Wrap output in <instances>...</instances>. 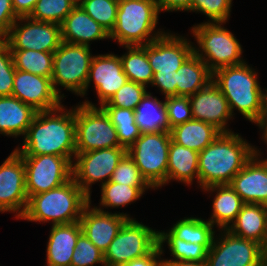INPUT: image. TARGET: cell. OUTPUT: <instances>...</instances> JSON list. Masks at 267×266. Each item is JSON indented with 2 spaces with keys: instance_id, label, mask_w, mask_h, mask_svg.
Returning a JSON list of instances; mask_svg holds the SVG:
<instances>
[{
  "instance_id": "cell-44",
  "label": "cell",
  "mask_w": 267,
  "mask_h": 266,
  "mask_svg": "<svg viewBox=\"0 0 267 266\" xmlns=\"http://www.w3.org/2000/svg\"><path fill=\"white\" fill-rule=\"evenodd\" d=\"M165 98V107L171 128L193 119L189 97L168 96Z\"/></svg>"
},
{
  "instance_id": "cell-48",
  "label": "cell",
  "mask_w": 267,
  "mask_h": 266,
  "mask_svg": "<svg viewBox=\"0 0 267 266\" xmlns=\"http://www.w3.org/2000/svg\"><path fill=\"white\" fill-rule=\"evenodd\" d=\"M15 14L18 17H29L38 0H11Z\"/></svg>"
},
{
  "instance_id": "cell-43",
  "label": "cell",
  "mask_w": 267,
  "mask_h": 266,
  "mask_svg": "<svg viewBox=\"0 0 267 266\" xmlns=\"http://www.w3.org/2000/svg\"><path fill=\"white\" fill-rule=\"evenodd\" d=\"M232 0H192L190 10L207 15L212 23H224L229 14Z\"/></svg>"
},
{
  "instance_id": "cell-4",
  "label": "cell",
  "mask_w": 267,
  "mask_h": 266,
  "mask_svg": "<svg viewBox=\"0 0 267 266\" xmlns=\"http://www.w3.org/2000/svg\"><path fill=\"white\" fill-rule=\"evenodd\" d=\"M212 81L228 101L231 113L236 107L248 120L258 123L263 113L264 93L256 73L244 62L215 70Z\"/></svg>"
},
{
  "instance_id": "cell-12",
  "label": "cell",
  "mask_w": 267,
  "mask_h": 266,
  "mask_svg": "<svg viewBox=\"0 0 267 266\" xmlns=\"http://www.w3.org/2000/svg\"><path fill=\"white\" fill-rule=\"evenodd\" d=\"M126 153L127 149L124 147L76 153L77 162L72 164V178L90 197V184L105 178H108L105 182L110 181L115 168Z\"/></svg>"
},
{
  "instance_id": "cell-23",
  "label": "cell",
  "mask_w": 267,
  "mask_h": 266,
  "mask_svg": "<svg viewBox=\"0 0 267 266\" xmlns=\"http://www.w3.org/2000/svg\"><path fill=\"white\" fill-rule=\"evenodd\" d=\"M227 230L235 236L259 243L267 251V206L244 204Z\"/></svg>"
},
{
  "instance_id": "cell-15",
  "label": "cell",
  "mask_w": 267,
  "mask_h": 266,
  "mask_svg": "<svg viewBox=\"0 0 267 266\" xmlns=\"http://www.w3.org/2000/svg\"><path fill=\"white\" fill-rule=\"evenodd\" d=\"M27 203L25 165L22 156L14 150L0 166V211H18L17 216L21 218Z\"/></svg>"
},
{
  "instance_id": "cell-1",
  "label": "cell",
  "mask_w": 267,
  "mask_h": 266,
  "mask_svg": "<svg viewBox=\"0 0 267 266\" xmlns=\"http://www.w3.org/2000/svg\"><path fill=\"white\" fill-rule=\"evenodd\" d=\"M62 110L63 106L37 111L25 134L22 150H15L21 156L49 154L71 160V154L76 155L75 109L56 116L55 113Z\"/></svg>"
},
{
  "instance_id": "cell-25",
  "label": "cell",
  "mask_w": 267,
  "mask_h": 266,
  "mask_svg": "<svg viewBox=\"0 0 267 266\" xmlns=\"http://www.w3.org/2000/svg\"><path fill=\"white\" fill-rule=\"evenodd\" d=\"M36 113L14 96L0 97V132L7 136L25 135Z\"/></svg>"
},
{
  "instance_id": "cell-27",
  "label": "cell",
  "mask_w": 267,
  "mask_h": 266,
  "mask_svg": "<svg viewBox=\"0 0 267 266\" xmlns=\"http://www.w3.org/2000/svg\"><path fill=\"white\" fill-rule=\"evenodd\" d=\"M177 72V96L189 97L212 81V72L194 52Z\"/></svg>"
},
{
  "instance_id": "cell-13",
  "label": "cell",
  "mask_w": 267,
  "mask_h": 266,
  "mask_svg": "<svg viewBox=\"0 0 267 266\" xmlns=\"http://www.w3.org/2000/svg\"><path fill=\"white\" fill-rule=\"evenodd\" d=\"M18 20L28 21L19 27L17 21L11 26L4 41L11 50H34L55 52L61 42V25L51 22L36 21L30 17H19Z\"/></svg>"
},
{
  "instance_id": "cell-32",
  "label": "cell",
  "mask_w": 267,
  "mask_h": 266,
  "mask_svg": "<svg viewBox=\"0 0 267 266\" xmlns=\"http://www.w3.org/2000/svg\"><path fill=\"white\" fill-rule=\"evenodd\" d=\"M116 128L119 143L129 149L142 134L135 121V110L114 106H101Z\"/></svg>"
},
{
  "instance_id": "cell-51",
  "label": "cell",
  "mask_w": 267,
  "mask_h": 266,
  "mask_svg": "<svg viewBox=\"0 0 267 266\" xmlns=\"http://www.w3.org/2000/svg\"><path fill=\"white\" fill-rule=\"evenodd\" d=\"M257 124H259L262 129L265 128L264 139L267 142V94L264 95L263 113Z\"/></svg>"
},
{
  "instance_id": "cell-42",
  "label": "cell",
  "mask_w": 267,
  "mask_h": 266,
  "mask_svg": "<svg viewBox=\"0 0 267 266\" xmlns=\"http://www.w3.org/2000/svg\"><path fill=\"white\" fill-rule=\"evenodd\" d=\"M15 72L10 46L0 40V97L12 96Z\"/></svg>"
},
{
  "instance_id": "cell-26",
  "label": "cell",
  "mask_w": 267,
  "mask_h": 266,
  "mask_svg": "<svg viewBox=\"0 0 267 266\" xmlns=\"http://www.w3.org/2000/svg\"><path fill=\"white\" fill-rule=\"evenodd\" d=\"M170 133L174 142L200 153L222 132L209 123L192 119L174 126Z\"/></svg>"
},
{
  "instance_id": "cell-9",
  "label": "cell",
  "mask_w": 267,
  "mask_h": 266,
  "mask_svg": "<svg viewBox=\"0 0 267 266\" xmlns=\"http://www.w3.org/2000/svg\"><path fill=\"white\" fill-rule=\"evenodd\" d=\"M89 46L61 42L54 52L52 84L59 95L56 85H61L76 94L84 95L92 61Z\"/></svg>"
},
{
  "instance_id": "cell-50",
  "label": "cell",
  "mask_w": 267,
  "mask_h": 266,
  "mask_svg": "<svg viewBox=\"0 0 267 266\" xmlns=\"http://www.w3.org/2000/svg\"><path fill=\"white\" fill-rule=\"evenodd\" d=\"M163 266H207L206 262H194V261H162Z\"/></svg>"
},
{
  "instance_id": "cell-10",
  "label": "cell",
  "mask_w": 267,
  "mask_h": 266,
  "mask_svg": "<svg viewBox=\"0 0 267 266\" xmlns=\"http://www.w3.org/2000/svg\"><path fill=\"white\" fill-rule=\"evenodd\" d=\"M158 245V232L128 219L104 253L106 266H121L148 255Z\"/></svg>"
},
{
  "instance_id": "cell-30",
  "label": "cell",
  "mask_w": 267,
  "mask_h": 266,
  "mask_svg": "<svg viewBox=\"0 0 267 266\" xmlns=\"http://www.w3.org/2000/svg\"><path fill=\"white\" fill-rule=\"evenodd\" d=\"M135 121L142 133L171 131L165 102L146 93L135 109Z\"/></svg>"
},
{
  "instance_id": "cell-6",
  "label": "cell",
  "mask_w": 267,
  "mask_h": 266,
  "mask_svg": "<svg viewBox=\"0 0 267 266\" xmlns=\"http://www.w3.org/2000/svg\"><path fill=\"white\" fill-rule=\"evenodd\" d=\"M169 131L142 133L127 149L141 175L152 187L167 182L168 153L171 142Z\"/></svg>"
},
{
  "instance_id": "cell-39",
  "label": "cell",
  "mask_w": 267,
  "mask_h": 266,
  "mask_svg": "<svg viewBox=\"0 0 267 266\" xmlns=\"http://www.w3.org/2000/svg\"><path fill=\"white\" fill-rule=\"evenodd\" d=\"M146 93V86L128 80L108 102L104 103L102 106H114L135 110Z\"/></svg>"
},
{
  "instance_id": "cell-5",
  "label": "cell",
  "mask_w": 267,
  "mask_h": 266,
  "mask_svg": "<svg viewBox=\"0 0 267 266\" xmlns=\"http://www.w3.org/2000/svg\"><path fill=\"white\" fill-rule=\"evenodd\" d=\"M158 13L157 0H118L116 23L109 36L125 47L146 45L162 35L157 32L148 38L156 27Z\"/></svg>"
},
{
  "instance_id": "cell-45",
  "label": "cell",
  "mask_w": 267,
  "mask_h": 266,
  "mask_svg": "<svg viewBox=\"0 0 267 266\" xmlns=\"http://www.w3.org/2000/svg\"><path fill=\"white\" fill-rule=\"evenodd\" d=\"M18 18L13 10L12 1L0 0V40L7 37L11 26Z\"/></svg>"
},
{
  "instance_id": "cell-24",
  "label": "cell",
  "mask_w": 267,
  "mask_h": 266,
  "mask_svg": "<svg viewBox=\"0 0 267 266\" xmlns=\"http://www.w3.org/2000/svg\"><path fill=\"white\" fill-rule=\"evenodd\" d=\"M82 234L80 222L52 225L48 246V266H71L77 239Z\"/></svg>"
},
{
  "instance_id": "cell-35",
  "label": "cell",
  "mask_w": 267,
  "mask_h": 266,
  "mask_svg": "<svg viewBox=\"0 0 267 266\" xmlns=\"http://www.w3.org/2000/svg\"><path fill=\"white\" fill-rule=\"evenodd\" d=\"M213 226L209 221L198 218H186L178 221L171 232L179 239L196 244H212L214 239Z\"/></svg>"
},
{
  "instance_id": "cell-11",
  "label": "cell",
  "mask_w": 267,
  "mask_h": 266,
  "mask_svg": "<svg viewBox=\"0 0 267 266\" xmlns=\"http://www.w3.org/2000/svg\"><path fill=\"white\" fill-rule=\"evenodd\" d=\"M28 198L72 179V160L57 155L22 156Z\"/></svg>"
},
{
  "instance_id": "cell-14",
  "label": "cell",
  "mask_w": 267,
  "mask_h": 266,
  "mask_svg": "<svg viewBox=\"0 0 267 266\" xmlns=\"http://www.w3.org/2000/svg\"><path fill=\"white\" fill-rule=\"evenodd\" d=\"M218 244L213 239L206 258L207 266H258L267 251L257 242L240 238L226 230Z\"/></svg>"
},
{
  "instance_id": "cell-17",
  "label": "cell",
  "mask_w": 267,
  "mask_h": 266,
  "mask_svg": "<svg viewBox=\"0 0 267 266\" xmlns=\"http://www.w3.org/2000/svg\"><path fill=\"white\" fill-rule=\"evenodd\" d=\"M146 52L153 73H176L194 48L185 39L163 33L146 44Z\"/></svg>"
},
{
  "instance_id": "cell-22",
  "label": "cell",
  "mask_w": 267,
  "mask_h": 266,
  "mask_svg": "<svg viewBox=\"0 0 267 266\" xmlns=\"http://www.w3.org/2000/svg\"><path fill=\"white\" fill-rule=\"evenodd\" d=\"M110 38L109 32L77 4L61 24L63 42L89 46V41Z\"/></svg>"
},
{
  "instance_id": "cell-40",
  "label": "cell",
  "mask_w": 267,
  "mask_h": 266,
  "mask_svg": "<svg viewBox=\"0 0 267 266\" xmlns=\"http://www.w3.org/2000/svg\"><path fill=\"white\" fill-rule=\"evenodd\" d=\"M95 263H102L106 266L104 253L82 233L77 239L71 266H93Z\"/></svg>"
},
{
  "instance_id": "cell-21",
  "label": "cell",
  "mask_w": 267,
  "mask_h": 266,
  "mask_svg": "<svg viewBox=\"0 0 267 266\" xmlns=\"http://www.w3.org/2000/svg\"><path fill=\"white\" fill-rule=\"evenodd\" d=\"M256 156L257 152L232 178L229 185L241 197L244 204L267 206V159L257 161Z\"/></svg>"
},
{
  "instance_id": "cell-19",
  "label": "cell",
  "mask_w": 267,
  "mask_h": 266,
  "mask_svg": "<svg viewBox=\"0 0 267 266\" xmlns=\"http://www.w3.org/2000/svg\"><path fill=\"white\" fill-rule=\"evenodd\" d=\"M84 208L79 220L82 233L103 253L116 237L123 224L130 219L126 214H111L100 208Z\"/></svg>"
},
{
  "instance_id": "cell-37",
  "label": "cell",
  "mask_w": 267,
  "mask_h": 266,
  "mask_svg": "<svg viewBox=\"0 0 267 266\" xmlns=\"http://www.w3.org/2000/svg\"><path fill=\"white\" fill-rule=\"evenodd\" d=\"M78 0H38L30 18L61 25Z\"/></svg>"
},
{
  "instance_id": "cell-3",
  "label": "cell",
  "mask_w": 267,
  "mask_h": 266,
  "mask_svg": "<svg viewBox=\"0 0 267 266\" xmlns=\"http://www.w3.org/2000/svg\"><path fill=\"white\" fill-rule=\"evenodd\" d=\"M89 203L90 197L72 178L56 188L30 196L21 219L39 222L52 220L53 225L78 222Z\"/></svg>"
},
{
  "instance_id": "cell-41",
  "label": "cell",
  "mask_w": 267,
  "mask_h": 266,
  "mask_svg": "<svg viewBox=\"0 0 267 266\" xmlns=\"http://www.w3.org/2000/svg\"><path fill=\"white\" fill-rule=\"evenodd\" d=\"M110 181L129 186H150L128 153L120 160Z\"/></svg>"
},
{
  "instance_id": "cell-47",
  "label": "cell",
  "mask_w": 267,
  "mask_h": 266,
  "mask_svg": "<svg viewBox=\"0 0 267 266\" xmlns=\"http://www.w3.org/2000/svg\"><path fill=\"white\" fill-rule=\"evenodd\" d=\"M162 254V248L157 245L148 255L134 259L121 266H163L162 261L156 260Z\"/></svg>"
},
{
  "instance_id": "cell-2",
  "label": "cell",
  "mask_w": 267,
  "mask_h": 266,
  "mask_svg": "<svg viewBox=\"0 0 267 266\" xmlns=\"http://www.w3.org/2000/svg\"><path fill=\"white\" fill-rule=\"evenodd\" d=\"M246 141L231 131L221 133L199 153L198 181L205 188L229 184L256 153Z\"/></svg>"
},
{
  "instance_id": "cell-33",
  "label": "cell",
  "mask_w": 267,
  "mask_h": 266,
  "mask_svg": "<svg viewBox=\"0 0 267 266\" xmlns=\"http://www.w3.org/2000/svg\"><path fill=\"white\" fill-rule=\"evenodd\" d=\"M15 69L51 78L54 52L11 50Z\"/></svg>"
},
{
  "instance_id": "cell-31",
  "label": "cell",
  "mask_w": 267,
  "mask_h": 266,
  "mask_svg": "<svg viewBox=\"0 0 267 266\" xmlns=\"http://www.w3.org/2000/svg\"><path fill=\"white\" fill-rule=\"evenodd\" d=\"M126 48L129 50L128 53L120 59L128 80L144 86L152 83L153 70L147 57L146 45L126 46Z\"/></svg>"
},
{
  "instance_id": "cell-7",
  "label": "cell",
  "mask_w": 267,
  "mask_h": 266,
  "mask_svg": "<svg viewBox=\"0 0 267 266\" xmlns=\"http://www.w3.org/2000/svg\"><path fill=\"white\" fill-rule=\"evenodd\" d=\"M75 137L76 153L122 147L104 109L87 101L75 109Z\"/></svg>"
},
{
  "instance_id": "cell-34",
  "label": "cell",
  "mask_w": 267,
  "mask_h": 266,
  "mask_svg": "<svg viewBox=\"0 0 267 266\" xmlns=\"http://www.w3.org/2000/svg\"><path fill=\"white\" fill-rule=\"evenodd\" d=\"M165 240H168L170 251L177 259L174 261L206 262L208 250L212 246V244L186 242L177 238L171 231L169 233L158 232V245L160 247Z\"/></svg>"
},
{
  "instance_id": "cell-52",
  "label": "cell",
  "mask_w": 267,
  "mask_h": 266,
  "mask_svg": "<svg viewBox=\"0 0 267 266\" xmlns=\"http://www.w3.org/2000/svg\"><path fill=\"white\" fill-rule=\"evenodd\" d=\"M258 266H267V256Z\"/></svg>"
},
{
  "instance_id": "cell-20",
  "label": "cell",
  "mask_w": 267,
  "mask_h": 266,
  "mask_svg": "<svg viewBox=\"0 0 267 266\" xmlns=\"http://www.w3.org/2000/svg\"><path fill=\"white\" fill-rule=\"evenodd\" d=\"M91 79L95 83L101 106L108 102L119 88L128 81L120 57L113 54L99 55L92 58L85 91H87Z\"/></svg>"
},
{
  "instance_id": "cell-38",
  "label": "cell",
  "mask_w": 267,
  "mask_h": 266,
  "mask_svg": "<svg viewBox=\"0 0 267 266\" xmlns=\"http://www.w3.org/2000/svg\"><path fill=\"white\" fill-rule=\"evenodd\" d=\"M78 4L109 33L112 31L116 23L118 0H78Z\"/></svg>"
},
{
  "instance_id": "cell-8",
  "label": "cell",
  "mask_w": 267,
  "mask_h": 266,
  "mask_svg": "<svg viewBox=\"0 0 267 266\" xmlns=\"http://www.w3.org/2000/svg\"><path fill=\"white\" fill-rule=\"evenodd\" d=\"M221 25L220 23H204L193 27L192 30L197 43L200 45L199 47L209 59L203 58L204 55L200 54L195 48L194 53L201 58L212 73L222 67L244 63L240 59L241 45L233 34ZM209 60L213 63L208 62Z\"/></svg>"
},
{
  "instance_id": "cell-18",
  "label": "cell",
  "mask_w": 267,
  "mask_h": 266,
  "mask_svg": "<svg viewBox=\"0 0 267 266\" xmlns=\"http://www.w3.org/2000/svg\"><path fill=\"white\" fill-rule=\"evenodd\" d=\"M189 100L194 120H201L215 126L222 133H229L225 124L232 113L227 99L213 81L189 96Z\"/></svg>"
},
{
  "instance_id": "cell-36",
  "label": "cell",
  "mask_w": 267,
  "mask_h": 266,
  "mask_svg": "<svg viewBox=\"0 0 267 266\" xmlns=\"http://www.w3.org/2000/svg\"><path fill=\"white\" fill-rule=\"evenodd\" d=\"M151 186H129L115 182L102 183L101 204L108 207H119L133 202Z\"/></svg>"
},
{
  "instance_id": "cell-49",
  "label": "cell",
  "mask_w": 267,
  "mask_h": 266,
  "mask_svg": "<svg viewBox=\"0 0 267 266\" xmlns=\"http://www.w3.org/2000/svg\"><path fill=\"white\" fill-rule=\"evenodd\" d=\"M158 8L160 10H190L192 0H157Z\"/></svg>"
},
{
  "instance_id": "cell-28",
  "label": "cell",
  "mask_w": 267,
  "mask_h": 266,
  "mask_svg": "<svg viewBox=\"0 0 267 266\" xmlns=\"http://www.w3.org/2000/svg\"><path fill=\"white\" fill-rule=\"evenodd\" d=\"M198 158V152L179 145L171 139L168 153L167 182L170 179H177L189 184L195 174L198 179Z\"/></svg>"
},
{
  "instance_id": "cell-46",
  "label": "cell",
  "mask_w": 267,
  "mask_h": 266,
  "mask_svg": "<svg viewBox=\"0 0 267 266\" xmlns=\"http://www.w3.org/2000/svg\"><path fill=\"white\" fill-rule=\"evenodd\" d=\"M152 85L160 87L166 97L177 96V72L176 73H153Z\"/></svg>"
},
{
  "instance_id": "cell-29",
  "label": "cell",
  "mask_w": 267,
  "mask_h": 266,
  "mask_svg": "<svg viewBox=\"0 0 267 266\" xmlns=\"http://www.w3.org/2000/svg\"><path fill=\"white\" fill-rule=\"evenodd\" d=\"M204 190H217L213 201V215L209 222L227 230L228 224L233 223L236 216L241 211L244 202L241 197L230 187L229 184L211 185L203 188Z\"/></svg>"
},
{
  "instance_id": "cell-16",
  "label": "cell",
  "mask_w": 267,
  "mask_h": 266,
  "mask_svg": "<svg viewBox=\"0 0 267 266\" xmlns=\"http://www.w3.org/2000/svg\"><path fill=\"white\" fill-rule=\"evenodd\" d=\"M12 96L32 106L36 111H49L61 106L63 98L54 90L52 79L17 70L13 81Z\"/></svg>"
}]
</instances>
